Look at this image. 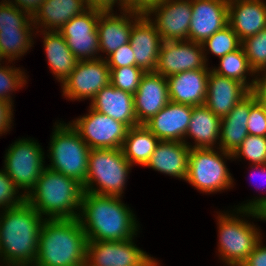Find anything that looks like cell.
Returning a JSON list of instances; mask_svg holds the SVG:
<instances>
[{
    "label": "cell",
    "mask_w": 266,
    "mask_h": 266,
    "mask_svg": "<svg viewBox=\"0 0 266 266\" xmlns=\"http://www.w3.org/2000/svg\"><path fill=\"white\" fill-rule=\"evenodd\" d=\"M203 52L201 43L163 41L155 72L167 78L184 71L204 69L208 64Z\"/></svg>",
    "instance_id": "cell-15"
},
{
    "label": "cell",
    "mask_w": 266,
    "mask_h": 266,
    "mask_svg": "<svg viewBox=\"0 0 266 266\" xmlns=\"http://www.w3.org/2000/svg\"><path fill=\"white\" fill-rule=\"evenodd\" d=\"M33 30V31H32ZM34 29H9L0 31V57L8 63L23 57L33 45ZM5 58V59H4Z\"/></svg>",
    "instance_id": "cell-32"
},
{
    "label": "cell",
    "mask_w": 266,
    "mask_h": 266,
    "mask_svg": "<svg viewBox=\"0 0 266 266\" xmlns=\"http://www.w3.org/2000/svg\"><path fill=\"white\" fill-rule=\"evenodd\" d=\"M133 98L138 125H144L170 102L167 78L145 72Z\"/></svg>",
    "instance_id": "cell-17"
},
{
    "label": "cell",
    "mask_w": 266,
    "mask_h": 266,
    "mask_svg": "<svg viewBox=\"0 0 266 266\" xmlns=\"http://www.w3.org/2000/svg\"><path fill=\"white\" fill-rule=\"evenodd\" d=\"M219 59V67L211 69L214 73L237 80L244 84L250 91L253 89L256 73L250 67L247 56L245 55L242 47ZM247 75L254 77H252V80L250 81L247 79Z\"/></svg>",
    "instance_id": "cell-31"
},
{
    "label": "cell",
    "mask_w": 266,
    "mask_h": 266,
    "mask_svg": "<svg viewBox=\"0 0 266 266\" xmlns=\"http://www.w3.org/2000/svg\"><path fill=\"white\" fill-rule=\"evenodd\" d=\"M79 213L87 241H125L137 236L135 214L119 196L84 192Z\"/></svg>",
    "instance_id": "cell-1"
},
{
    "label": "cell",
    "mask_w": 266,
    "mask_h": 266,
    "mask_svg": "<svg viewBox=\"0 0 266 266\" xmlns=\"http://www.w3.org/2000/svg\"><path fill=\"white\" fill-rule=\"evenodd\" d=\"M87 238L79 219H45L33 266H85Z\"/></svg>",
    "instance_id": "cell-3"
},
{
    "label": "cell",
    "mask_w": 266,
    "mask_h": 266,
    "mask_svg": "<svg viewBox=\"0 0 266 266\" xmlns=\"http://www.w3.org/2000/svg\"><path fill=\"white\" fill-rule=\"evenodd\" d=\"M217 149L218 151L214 148L190 150L185 181L201 193H216L233 187L234 180L224 160L233 159V155Z\"/></svg>",
    "instance_id": "cell-8"
},
{
    "label": "cell",
    "mask_w": 266,
    "mask_h": 266,
    "mask_svg": "<svg viewBox=\"0 0 266 266\" xmlns=\"http://www.w3.org/2000/svg\"><path fill=\"white\" fill-rule=\"evenodd\" d=\"M53 131L48 150L51 163L46 167L84 185L88 171L89 146L70 123L55 122Z\"/></svg>",
    "instance_id": "cell-7"
},
{
    "label": "cell",
    "mask_w": 266,
    "mask_h": 266,
    "mask_svg": "<svg viewBox=\"0 0 266 266\" xmlns=\"http://www.w3.org/2000/svg\"><path fill=\"white\" fill-rule=\"evenodd\" d=\"M221 118L205 105L194 106L184 142L190 149L216 148L220 138ZM190 137L194 145L186 141ZM190 144V145H189Z\"/></svg>",
    "instance_id": "cell-27"
},
{
    "label": "cell",
    "mask_w": 266,
    "mask_h": 266,
    "mask_svg": "<svg viewBox=\"0 0 266 266\" xmlns=\"http://www.w3.org/2000/svg\"><path fill=\"white\" fill-rule=\"evenodd\" d=\"M233 160L243 157L252 164H266V137L248 134L238 149L232 154Z\"/></svg>",
    "instance_id": "cell-35"
},
{
    "label": "cell",
    "mask_w": 266,
    "mask_h": 266,
    "mask_svg": "<svg viewBox=\"0 0 266 266\" xmlns=\"http://www.w3.org/2000/svg\"><path fill=\"white\" fill-rule=\"evenodd\" d=\"M144 73L137 66L110 68V83L114 87L134 95Z\"/></svg>",
    "instance_id": "cell-37"
},
{
    "label": "cell",
    "mask_w": 266,
    "mask_h": 266,
    "mask_svg": "<svg viewBox=\"0 0 266 266\" xmlns=\"http://www.w3.org/2000/svg\"><path fill=\"white\" fill-rule=\"evenodd\" d=\"M251 201L247 202V204H242L238 206V209H249V210H257L264 213L265 221H266V195L261 197H254Z\"/></svg>",
    "instance_id": "cell-48"
},
{
    "label": "cell",
    "mask_w": 266,
    "mask_h": 266,
    "mask_svg": "<svg viewBox=\"0 0 266 266\" xmlns=\"http://www.w3.org/2000/svg\"><path fill=\"white\" fill-rule=\"evenodd\" d=\"M88 9L100 12H113V7L117 3L121 12L126 11L123 6V0H86Z\"/></svg>",
    "instance_id": "cell-45"
},
{
    "label": "cell",
    "mask_w": 266,
    "mask_h": 266,
    "mask_svg": "<svg viewBox=\"0 0 266 266\" xmlns=\"http://www.w3.org/2000/svg\"><path fill=\"white\" fill-rule=\"evenodd\" d=\"M0 3H9V0H2Z\"/></svg>",
    "instance_id": "cell-50"
},
{
    "label": "cell",
    "mask_w": 266,
    "mask_h": 266,
    "mask_svg": "<svg viewBox=\"0 0 266 266\" xmlns=\"http://www.w3.org/2000/svg\"><path fill=\"white\" fill-rule=\"evenodd\" d=\"M193 106L169 102L144 125L160 141H181L187 133Z\"/></svg>",
    "instance_id": "cell-19"
},
{
    "label": "cell",
    "mask_w": 266,
    "mask_h": 266,
    "mask_svg": "<svg viewBox=\"0 0 266 266\" xmlns=\"http://www.w3.org/2000/svg\"><path fill=\"white\" fill-rule=\"evenodd\" d=\"M89 113L72 122L71 126L79 133L90 149L122 148L128 127L112 117L102 114L89 106Z\"/></svg>",
    "instance_id": "cell-10"
},
{
    "label": "cell",
    "mask_w": 266,
    "mask_h": 266,
    "mask_svg": "<svg viewBox=\"0 0 266 266\" xmlns=\"http://www.w3.org/2000/svg\"><path fill=\"white\" fill-rule=\"evenodd\" d=\"M104 59L109 68L135 66V57L130 43L122 45Z\"/></svg>",
    "instance_id": "cell-41"
},
{
    "label": "cell",
    "mask_w": 266,
    "mask_h": 266,
    "mask_svg": "<svg viewBox=\"0 0 266 266\" xmlns=\"http://www.w3.org/2000/svg\"><path fill=\"white\" fill-rule=\"evenodd\" d=\"M120 13L119 16L114 12H101L99 15L97 22L99 50L107 56L129 43L132 26L142 16L131 11Z\"/></svg>",
    "instance_id": "cell-21"
},
{
    "label": "cell",
    "mask_w": 266,
    "mask_h": 266,
    "mask_svg": "<svg viewBox=\"0 0 266 266\" xmlns=\"http://www.w3.org/2000/svg\"><path fill=\"white\" fill-rule=\"evenodd\" d=\"M42 150L36 140L22 138L12 143L4 156V171L18 190H24V197L35 187L46 168Z\"/></svg>",
    "instance_id": "cell-9"
},
{
    "label": "cell",
    "mask_w": 266,
    "mask_h": 266,
    "mask_svg": "<svg viewBox=\"0 0 266 266\" xmlns=\"http://www.w3.org/2000/svg\"><path fill=\"white\" fill-rule=\"evenodd\" d=\"M0 212V261L7 266H33L45 218L26 200Z\"/></svg>",
    "instance_id": "cell-2"
},
{
    "label": "cell",
    "mask_w": 266,
    "mask_h": 266,
    "mask_svg": "<svg viewBox=\"0 0 266 266\" xmlns=\"http://www.w3.org/2000/svg\"><path fill=\"white\" fill-rule=\"evenodd\" d=\"M163 0H123V6L126 11L146 15L156 5Z\"/></svg>",
    "instance_id": "cell-42"
},
{
    "label": "cell",
    "mask_w": 266,
    "mask_h": 266,
    "mask_svg": "<svg viewBox=\"0 0 266 266\" xmlns=\"http://www.w3.org/2000/svg\"><path fill=\"white\" fill-rule=\"evenodd\" d=\"M251 92L256 96L257 101L266 108V72H263L261 76L256 75Z\"/></svg>",
    "instance_id": "cell-46"
},
{
    "label": "cell",
    "mask_w": 266,
    "mask_h": 266,
    "mask_svg": "<svg viewBox=\"0 0 266 266\" xmlns=\"http://www.w3.org/2000/svg\"><path fill=\"white\" fill-rule=\"evenodd\" d=\"M83 193L80 182L46 167L25 200L45 219H77Z\"/></svg>",
    "instance_id": "cell-4"
},
{
    "label": "cell",
    "mask_w": 266,
    "mask_h": 266,
    "mask_svg": "<svg viewBox=\"0 0 266 266\" xmlns=\"http://www.w3.org/2000/svg\"><path fill=\"white\" fill-rule=\"evenodd\" d=\"M131 167L121 148L90 149L84 192L122 197Z\"/></svg>",
    "instance_id": "cell-6"
},
{
    "label": "cell",
    "mask_w": 266,
    "mask_h": 266,
    "mask_svg": "<svg viewBox=\"0 0 266 266\" xmlns=\"http://www.w3.org/2000/svg\"><path fill=\"white\" fill-rule=\"evenodd\" d=\"M38 32L44 35L42 37V39L44 38L43 47L51 73L62 84L74 70L79 60L71 52L66 40L59 31H35V33Z\"/></svg>",
    "instance_id": "cell-29"
},
{
    "label": "cell",
    "mask_w": 266,
    "mask_h": 266,
    "mask_svg": "<svg viewBox=\"0 0 266 266\" xmlns=\"http://www.w3.org/2000/svg\"><path fill=\"white\" fill-rule=\"evenodd\" d=\"M229 0H191L192 18L188 41L203 43L228 25Z\"/></svg>",
    "instance_id": "cell-16"
},
{
    "label": "cell",
    "mask_w": 266,
    "mask_h": 266,
    "mask_svg": "<svg viewBox=\"0 0 266 266\" xmlns=\"http://www.w3.org/2000/svg\"><path fill=\"white\" fill-rule=\"evenodd\" d=\"M44 1L45 0H9V3L14 4L32 18Z\"/></svg>",
    "instance_id": "cell-47"
},
{
    "label": "cell",
    "mask_w": 266,
    "mask_h": 266,
    "mask_svg": "<svg viewBox=\"0 0 266 266\" xmlns=\"http://www.w3.org/2000/svg\"><path fill=\"white\" fill-rule=\"evenodd\" d=\"M250 113V93L238 102L234 108L221 119L219 147L233 154L249 134L247 122Z\"/></svg>",
    "instance_id": "cell-28"
},
{
    "label": "cell",
    "mask_w": 266,
    "mask_h": 266,
    "mask_svg": "<svg viewBox=\"0 0 266 266\" xmlns=\"http://www.w3.org/2000/svg\"><path fill=\"white\" fill-rule=\"evenodd\" d=\"M87 9L86 0H45L32 21L37 28L35 30L39 31L41 27L42 31H59L71 18L81 15Z\"/></svg>",
    "instance_id": "cell-26"
},
{
    "label": "cell",
    "mask_w": 266,
    "mask_h": 266,
    "mask_svg": "<svg viewBox=\"0 0 266 266\" xmlns=\"http://www.w3.org/2000/svg\"><path fill=\"white\" fill-rule=\"evenodd\" d=\"M18 193L19 190L15 187L4 169H2L0 171V210L20 205L25 200V197L22 192H20L21 194Z\"/></svg>",
    "instance_id": "cell-40"
},
{
    "label": "cell",
    "mask_w": 266,
    "mask_h": 266,
    "mask_svg": "<svg viewBox=\"0 0 266 266\" xmlns=\"http://www.w3.org/2000/svg\"><path fill=\"white\" fill-rule=\"evenodd\" d=\"M241 266H266V246L263 245L262 239Z\"/></svg>",
    "instance_id": "cell-44"
},
{
    "label": "cell",
    "mask_w": 266,
    "mask_h": 266,
    "mask_svg": "<svg viewBox=\"0 0 266 266\" xmlns=\"http://www.w3.org/2000/svg\"><path fill=\"white\" fill-rule=\"evenodd\" d=\"M9 101L0 100V135L7 134L12 127L13 105Z\"/></svg>",
    "instance_id": "cell-43"
},
{
    "label": "cell",
    "mask_w": 266,
    "mask_h": 266,
    "mask_svg": "<svg viewBox=\"0 0 266 266\" xmlns=\"http://www.w3.org/2000/svg\"><path fill=\"white\" fill-rule=\"evenodd\" d=\"M33 26L32 18L17 6L11 3H0V31L9 29H36Z\"/></svg>",
    "instance_id": "cell-38"
},
{
    "label": "cell",
    "mask_w": 266,
    "mask_h": 266,
    "mask_svg": "<svg viewBox=\"0 0 266 266\" xmlns=\"http://www.w3.org/2000/svg\"><path fill=\"white\" fill-rule=\"evenodd\" d=\"M125 241H87L85 266H160L159 261Z\"/></svg>",
    "instance_id": "cell-11"
},
{
    "label": "cell",
    "mask_w": 266,
    "mask_h": 266,
    "mask_svg": "<svg viewBox=\"0 0 266 266\" xmlns=\"http://www.w3.org/2000/svg\"><path fill=\"white\" fill-rule=\"evenodd\" d=\"M190 147L181 141H159L145 167L186 180Z\"/></svg>",
    "instance_id": "cell-25"
},
{
    "label": "cell",
    "mask_w": 266,
    "mask_h": 266,
    "mask_svg": "<svg viewBox=\"0 0 266 266\" xmlns=\"http://www.w3.org/2000/svg\"><path fill=\"white\" fill-rule=\"evenodd\" d=\"M241 47L256 75L266 72V28L242 40Z\"/></svg>",
    "instance_id": "cell-34"
},
{
    "label": "cell",
    "mask_w": 266,
    "mask_h": 266,
    "mask_svg": "<svg viewBox=\"0 0 266 266\" xmlns=\"http://www.w3.org/2000/svg\"><path fill=\"white\" fill-rule=\"evenodd\" d=\"M26 83L27 76L20 67L2 66L0 63V100L13 103L11 94L18 88H23Z\"/></svg>",
    "instance_id": "cell-36"
},
{
    "label": "cell",
    "mask_w": 266,
    "mask_h": 266,
    "mask_svg": "<svg viewBox=\"0 0 266 266\" xmlns=\"http://www.w3.org/2000/svg\"><path fill=\"white\" fill-rule=\"evenodd\" d=\"M159 141L145 125H137L128 128L121 149L132 166L136 164L145 166Z\"/></svg>",
    "instance_id": "cell-30"
},
{
    "label": "cell",
    "mask_w": 266,
    "mask_h": 266,
    "mask_svg": "<svg viewBox=\"0 0 266 266\" xmlns=\"http://www.w3.org/2000/svg\"><path fill=\"white\" fill-rule=\"evenodd\" d=\"M210 70L207 65L167 77L170 101L193 107L204 105Z\"/></svg>",
    "instance_id": "cell-20"
},
{
    "label": "cell",
    "mask_w": 266,
    "mask_h": 266,
    "mask_svg": "<svg viewBox=\"0 0 266 266\" xmlns=\"http://www.w3.org/2000/svg\"><path fill=\"white\" fill-rule=\"evenodd\" d=\"M110 80V68L104 58L81 60L61 84L62 95L72 101L92 100Z\"/></svg>",
    "instance_id": "cell-12"
},
{
    "label": "cell",
    "mask_w": 266,
    "mask_h": 266,
    "mask_svg": "<svg viewBox=\"0 0 266 266\" xmlns=\"http://www.w3.org/2000/svg\"><path fill=\"white\" fill-rule=\"evenodd\" d=\"M151 15H155V18ZM146 16L155 25L163 41H188L192 18L191 0H163Z\"/></svg>",
    "instance_id": "cell-14"
},
{
    "label": "cell",
    "mask_w": 266,
    "mask_h": 266,
    "mask_svg": "<svg viewBox=\"0 0 266 266\" xmlns=\"http://www.w3.org/2000/svg\"><path fill=\"white\" fill-rule=\"evenodd\" d=\"M228 25L242 41L266 28L264 0H229Z\"/></svg>",
    "instance_id": "cell-23"
},
{
    "label": "cell",
    "mask_w": 266,
    "mask_h": 266,
    "mask_svg": "<svg viewBox=\"0 0 266 266\" xmlns=\"http://www.w3.org/2000/svg\"><path fill=\"white\" fill-rule=\"evenodd\" d=\"M250 92L241 82L210 70L204 105L222 119Z\"/></svg>",
    "instance_id": "cell-22"
},
{
    "label": "cell",
    "mask_w": 266,
    "mask_h": 266,
    "mask_svg": "<svg viewBox=\"0 0 266 266\" xmlns=\"http://www.w3.org/2000/svg\"><path fill=\"white\" fill-rule=\"evenodd\" d=\"M247 130L250 135L266 137V108L257 101L252 92Z\"/></svg>",
    "instance_id": "cell-39"
},
{
    "label": "cell",
    "mask_w": 266,
    "mask_h": 266,
    "mask_svg": "<svg viewBox=\"0 0 266 266\" xmlns=\"http://www.w3.org/2000/svg\"><path fill=\"white\" fill-rule=\"evenodd\" d=\"M129 43L133 49L135 66L144 72H155L163 40L146 15L133 24Z\"/></svg>",
    "instance_id": "cell-18"
},
{
    "label": "cell",
    "mask_w": 266,
    "mask_h": 266,
    "mask_svg": "<svg viewBox=\"0 0 266 266\" xmlns=\"http://www.w3.org/2000/svg\"><path fill=\"white\" fill-rule=\"evenodd\" d=\"M90 107L122 122L128 128L138 125L133 94L114 87L111 83L97 92Z\"/></svg>",
    "instance_id": "cell-24"
},
{
    "label": "cell",
    "mask_w": 266,
    "mask_h": 266,
    "mask_svg": "<svg viewBox=\"0 0 266 266\" xmlns=\"http://www.w3.org/2000/svg\"><path fill=\"white\" fill-rule=\"evenodd\" d=\"M100 13L97 10L87 9L81 15L71 18L59 30L79 61L104 58L98 55L100 50L97 22Z\"/></svg>",
    "instance_id": "cell-13"
},
{
    "label": "cell",
    "mask_w": 266,
    "mask_h": 266,
    "mask_svg": "<svg viewBox=\"0 0 266 266\" xmlns=\"http://www.w3.org/2000/svg\"><path fill=\"white\" fill-rule=\"evenodd\" d=\"M246 216L265 221L263 212L249 209L235 208L232 214L219 212L217 216L218 256L227 266H241L263 237L256 225L245 220Z\"/></svg>",
    "instance_id": "cell-5"
},
{
    "label": "cell",
    "mask_w": 266,
    "mask_h": 266,
    "mask_svg": "<svg viewBox=\"0 0 266 266\" xmlns=\"http://www.w3.org/2000/svg\"><path fill=\"white\" fill-rule=\"evenodd\" d=\"M252 169H254L255 171H257L256 174H258V176L260 177V174L262 175L261 179H264V177H266V164H259V165H252L250 166ZM255 173V172H254ZM253 173V174H254ZM255 176V175H254ZM253 178V177H252ZM260 179V180H261ZM265 180V179H264ZM263 181V180H262ZM266 181V180H265ZM263 183V182H262ZM261 189V188H260Z\"/></svg>",
    "instance_id": "cell-49"
},
{
    "label": "cell",
    "mask_w": 266,
    "mask_h": 266,
    "mask_svg": "<svg viewBox=\"0 0 266 266\" xmlns=\"http://www.w3.org/2000/svg\"><path fill=\"white\" fill-rule=\"evenodd\" d=\"M202 47L204 58L207 63V53H211L214 56L221 58L224 55L239 49L241 47V40L232 28L227 25L222 30L215 32L212 36L206 39L202 43Z\"/></svg>",
    "instance_id": "cell-33"
}]
</instances>
